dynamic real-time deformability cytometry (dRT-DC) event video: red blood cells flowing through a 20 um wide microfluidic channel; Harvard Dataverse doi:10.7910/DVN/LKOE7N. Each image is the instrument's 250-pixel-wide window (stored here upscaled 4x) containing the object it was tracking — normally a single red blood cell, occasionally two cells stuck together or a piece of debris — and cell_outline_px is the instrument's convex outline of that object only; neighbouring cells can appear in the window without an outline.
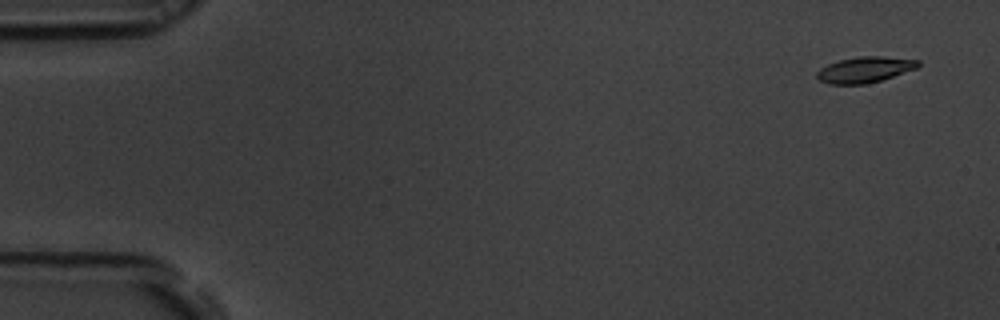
{"species": "common noctule bat (a hibernating species)", "species_latin": "Nyctalus noctula", "temperature_condition": "room temperature", "stored_images_in_passage": 56, "camera_frame_rate_fps": 3000, "um_per_image_px": 0.085, "animal": {"sex": "male", "body_mass_g": 19.5, "forearm_length_mm": 54.6}, "frame": {"image": 1, "passage_image": 3, "time_ms": 0.667, "image_size_px": [1000, 320], "cell_outline_px": [[920, 64], [916, 68], [880, 80], [864, 84], [828, 84], [820, 80], [816, 76], [816, 72], [820, 68], [828, 64], [840, 60], [860, 56], [884, 56], [920, 60]], "centroid_in_image_um": [73.49, 5.91], "position_along_channel_um": 11.5, "area_um2": 15.09}}
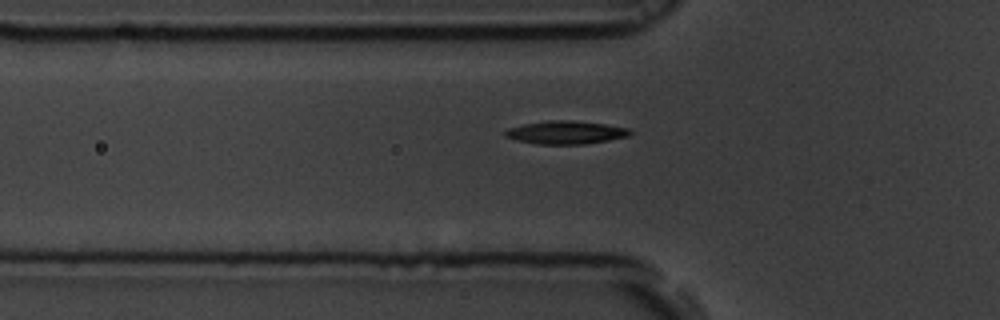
{"frame": {"image": 2, "passage_image": 19, "time_ms": 6.0, "image_size_px": [1000, 320], "cell_outline_px": [[632, 132], [628, 136], [608, 140], [584, 144], [536, 144], [516, 140], [504, 136], [504, 132], [508, 128], [524, 124], [548, 120], [572, 120], [604, 124], [628, 128]], "centroid_in_image_um": [48.06, 11.26], "position_along_channel_um": 77.7, "area_um2": 16.76}}
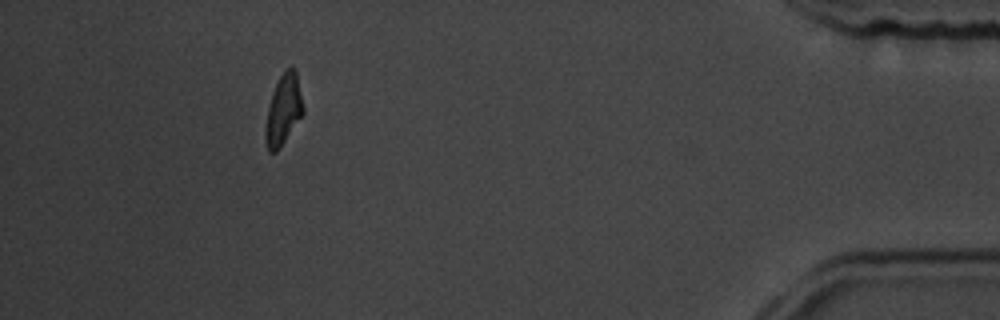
{"frame": {"image": 3, "passage_image": 51, "time_ms": 16.667, "image_size_px": [1000, 320], "cell_outline_px": [[304, 112], [280, 148], [276, 152], [268, 152], [264, 140], [264, 132], [268, 104], [272, 92], [280, 76], [288, 68], [296, 68], [304, 108]], "centroid_in_image_um": [24.07, 9.36], "position_along_channel_um": 411.1, "area_um2": 15.61}, "authors_computed_cell_mechanics": {"area_um2": 15.8661, "velocity_mm_per_s": 3.6828, "shape_relaxation_time_tau1_ms": 4.8807, "shape_relaxation_time_tau2_ms": 4.0016, "deformation_change_tau1": 0.174, "deformation_change_tau2": 0.0926}}